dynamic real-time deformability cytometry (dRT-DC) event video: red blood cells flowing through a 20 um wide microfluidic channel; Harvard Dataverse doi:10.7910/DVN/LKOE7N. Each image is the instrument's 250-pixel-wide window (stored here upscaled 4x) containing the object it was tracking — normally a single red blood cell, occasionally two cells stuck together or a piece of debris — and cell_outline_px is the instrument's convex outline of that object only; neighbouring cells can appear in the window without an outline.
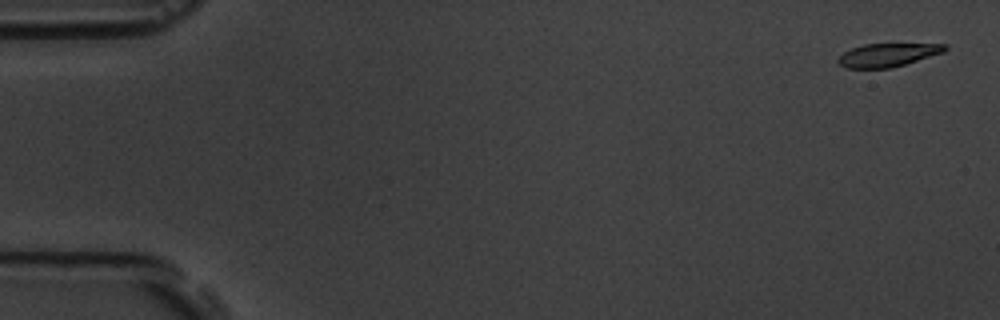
{"species": "common noctule bat (a hibernating species)", "species_latin": "Nyctalus noctula", "temperature_condition": "room temperature", "stored_images_in_passage": 56, "camera_frame_rate_fps": 3000, "um_per_image_px": 0.085, "animal": {"sex": "male", "body_mass_g": 19.5, "forearm_length_mm": 54.6}, "frame": {"image": 1, "passage_image": 2, "time_ms": 0.333, "image_size_px": [1000, 320], "cell_outline_px": [[948, 48], [944, 52], [892, 68], [844, 68], [836, 60], [844, 52], [852, 48], [864, 44], [948, 44]], "centroid_in_image_um": [75.46, 4.67], "position_along_channel_um": 9.5, "area_um2": 14.45}}
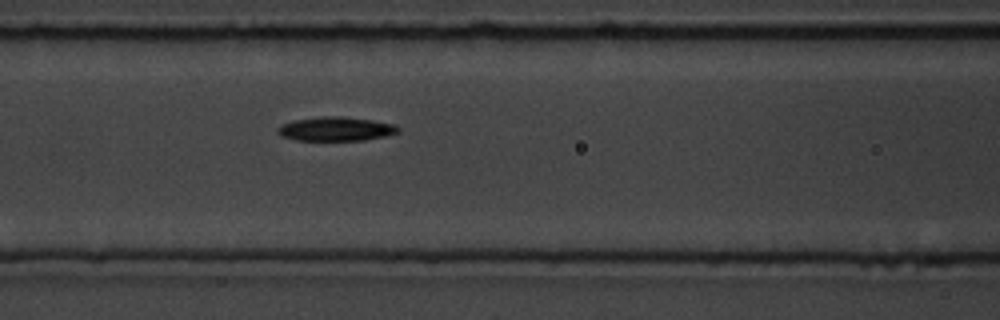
{"frame": {"image": 2, "passage_image": 24, "time_ms": 7.667, "image_size_px": [1000, 320], "cell_outline_px": [[400, 132], [384, 136], [364, 140], [296, 140], [280, 136], [276, 132], [276, 128], [280, 124], [292, 120], [320, 116], [344, 116], [372, 120], [396, 124], [400, 128]], "centroid_in_image_um": [28.51, 10.95], "position_along_channel_um": 138.1, "area_um2": 17.17}}
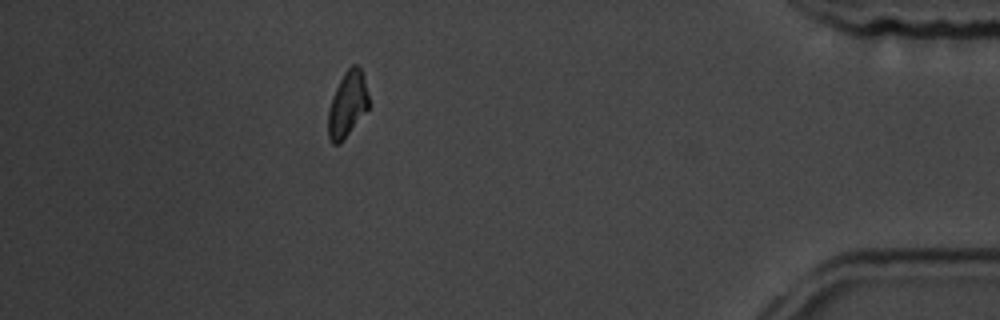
{"frame": {"image": 3, "passage_image": 50, "time_ms": 16.333, "image_size_px": [1000, 320], "cell_outline_px": [[368, 108], [340, 144], [332, 144], [328, 136], [328, 108], [332, 96], [344, 72], [352, 64], [356, 64], [360, 68], [364, 80], [368, 96]], "centroid_in_image_um": [29.5, 8.88], "position_along_channel_um": 405.7, "area_um2": 15.26}, "authors_computed_cell_mechanics": {"area_um2": 16.1551, "velocity_mm_per_s": 3.654, "shape_relaxation_time_tau1_ms": 2.3776, "shape_relaxation_time_tau2_ms": null, "deformation_change_tau1": 0.1425, "deformation_change_tau2": null}}